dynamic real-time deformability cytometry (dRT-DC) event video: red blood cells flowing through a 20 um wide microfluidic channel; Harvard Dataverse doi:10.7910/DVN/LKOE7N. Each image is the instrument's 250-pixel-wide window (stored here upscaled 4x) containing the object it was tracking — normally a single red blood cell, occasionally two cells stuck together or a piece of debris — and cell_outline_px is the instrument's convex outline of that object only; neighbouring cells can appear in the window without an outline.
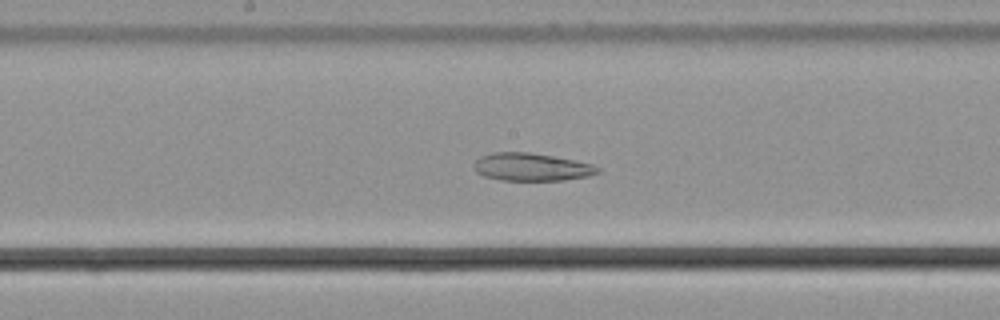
{"species": "common noctule bat (a hibernating species)", "species_latin": "Nyctalus noctula", "temperature_condition": "cold", "stored_images_in_passage": 54, "camera_frame_rate_fps": 3000, "um_per_image_px": 0.085, "animal": {"sex": "male", "body_mass_g": 21.5, "forearm_length_mm": 52.0}, "frame": {"image": 1, "passage_image": 27, "time_ms": 8.667, "image_size_px": [1000, 320], "cell_outline_px": [[600, 172], [588, 176], [564, 180], [500, 180], [484, 176], [476, 172], [472, 168], [472, 164], [480, 156], [492, 152], [528, 152], [552, 156], [592, 164], [600, 168]], "centroid_in_image_um": [45.12, 14.19], "position_along_channel_um": 203.1, "area_um2": 20.06}}
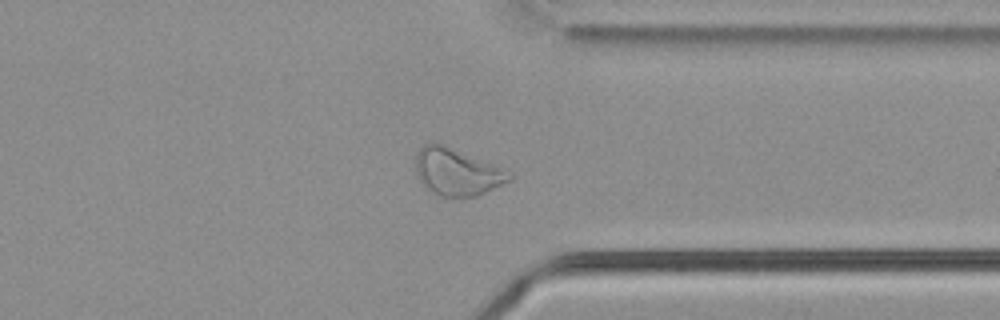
{"frame": {"image": 2, "passage_image": 41, "time_ms": 13.333, "image_size_px": [1000, 320], "cell_outline_px": [[512, 180], [476, 196], [440, 196], [432, 192], [420, 180], [416, 172], [416, 156], [420, 148], [424, 144], [440, 144], [492, 164], [512, 172]], "centroid_in_image_um": [38.85, 14.64], "position_along_channel_um": 372.5, "area_um2": 24.91}}
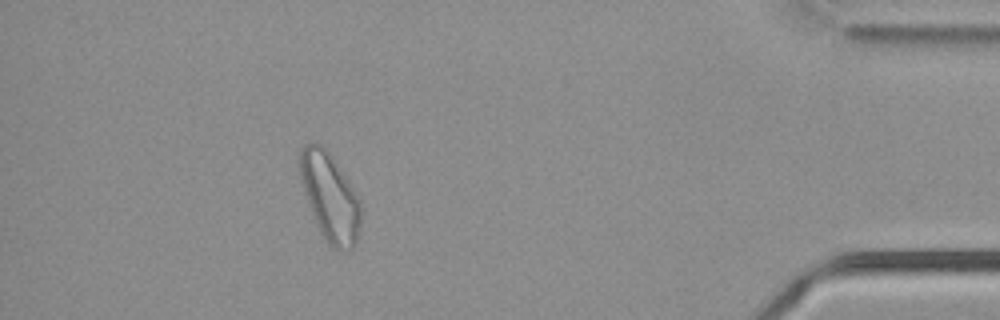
{"frame": {"image": 3, "passage_image": 48, "time_ms": 15.667, "image_size_px": [1000, 320], "cell_outline_px": [[360, 228], [356, 244], [348, 252], [340, 252], [328, 248], [320, 232], [304, 192], [300, 180], [296, 156], [300, 148], [304, 144], [320, 144], [332, 156], [348, 180], [360, 200]], "centroid_in_image_um": [28.02, 16.79], "position_along_channel_um": 407.2, "area_um2": 31.85}, "authors_computed_cell_mechanics": {"area_um2": 29.0156, "velocity_mm_per_s": 3.6622, "shape_relaxation_time_tau1_ms": null, "shape_relaxation_time_tau2_ms": 5.1637, "deformation_change_tau1": null, "deformation_change_tau2": 0.1292}}